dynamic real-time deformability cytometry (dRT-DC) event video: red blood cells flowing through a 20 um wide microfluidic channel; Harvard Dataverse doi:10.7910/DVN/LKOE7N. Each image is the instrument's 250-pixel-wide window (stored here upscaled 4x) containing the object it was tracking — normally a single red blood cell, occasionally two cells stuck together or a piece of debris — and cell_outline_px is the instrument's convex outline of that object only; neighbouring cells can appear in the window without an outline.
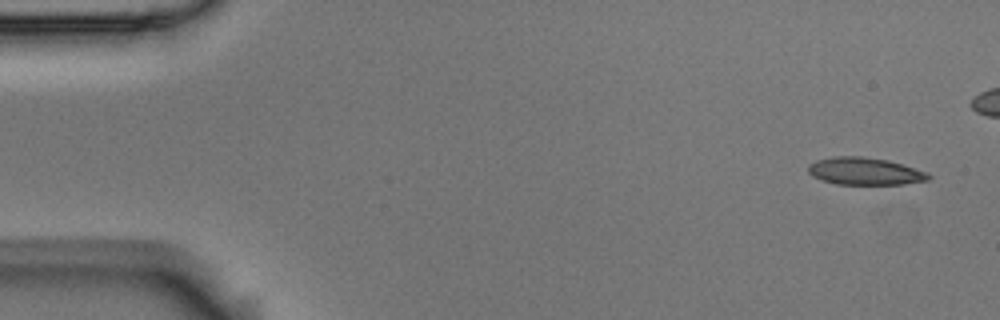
{"species": "Egyptian fruit bat (a non-hibernating species)", "species_latin": "Rousettus aegyptiacus", "temperature_condition": "room temperature", "stored_images_in_passage": 5, "camera_frame_rate_fps": 3000, "um_per_image_px": 0.085, "animal": {"sex": "male"}, "frame": {"image": 1, "passage_image": 1, "time_ms": 0.0, "image_size_px": [1000, 320], "cell_outline_px": [[932, 176], [928, 180], [904, 184], [836, 184], [812, 176], [808, 172], [808, 164], [816, 160], [832, 156], [860, 156], [888, 160], [928, 172]], "centroid_in_image_um": [73.51, 14.55], "position_along_channel_um": 11.5, "area_um2": 19.19}}